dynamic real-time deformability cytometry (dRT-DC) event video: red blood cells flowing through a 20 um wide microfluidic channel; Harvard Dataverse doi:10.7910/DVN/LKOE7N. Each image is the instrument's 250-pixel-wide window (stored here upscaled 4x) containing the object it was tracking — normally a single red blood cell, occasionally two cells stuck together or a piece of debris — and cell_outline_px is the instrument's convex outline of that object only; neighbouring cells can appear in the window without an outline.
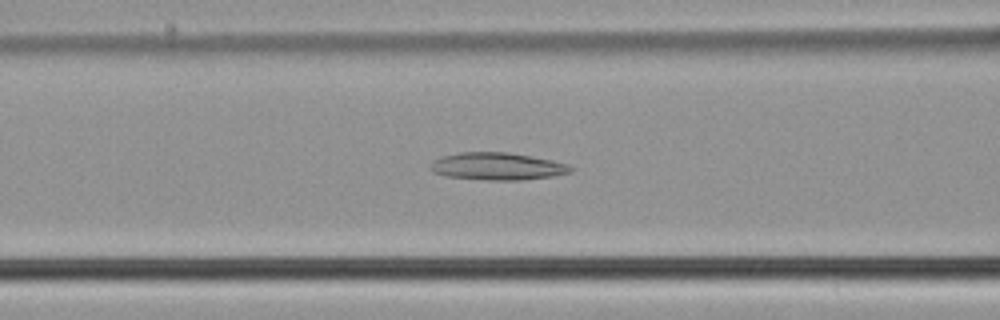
{"species": "common noctule bat (a hibernating species)", "species_latin": "Nyctalus noctula", "temperature_condition": "cold", "stored_images_in_passage": 42, "camera_frame_rate_fps": 3000, "um_per_image_px": 0.085, "animal": {"sex": "male", "body_mass_g": 21.5, "forearm_length_mm": 52.0}, "frame": {"image": 1, "passage_image": 10, "time_ms": 3.0, "image_size_px": [1000, 320], "cell_outline_px": [[576, 168], [572, 172], [552, 176], [520, 180], [488, 180], [444, 176], [432, 172], [432, 160], [444, 156], [460, 152], [508, 152], [552, 160], [568, 164]], "centroid_in_image_um": [42.3, 14.14], "position_along_channel_um": 124.3, "area_um2": 22.37}}
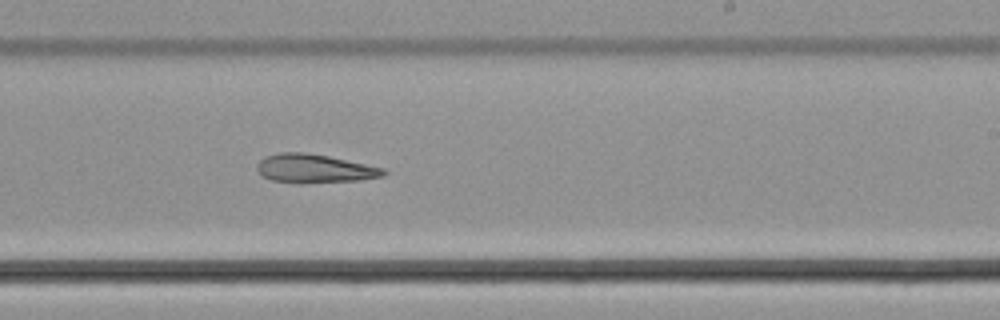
{"frame": {"image": 2, "passage_image": 21, "time_ms": 6.667, "image_size_px": [1000, 320], "cell_outline_px": [[388, 172], [384, 176], [360, 180], [272, 180], [260, 176], [256, 168], [256, 164], [264, 156], [280, 152], [304, 152], [328, 156], [384, 168]], "centroid_in_image_um": [26.71, 14.27], "position_along_channel_um": 262.3, "area_um2": 20.17}}
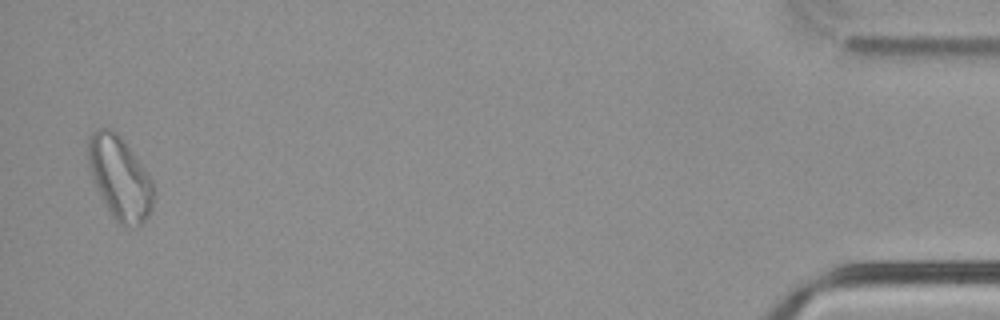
{"frame": {"image": 3, "passage_image": 41, "time_ms": 13.333, "image_size_px": [1000, 320], "cell_outline_px": [[152, 208], [144, 220], [140, 224], [128, 228], [124, 228], [112, 216], [92, 176], [88, 164], [88, 136], [96, 128], [112, 128], [120, 136], [152, 180]], "centroid_in_image_um": [10.16, 15.1], "position_along_channel_um": 425.0, "area_um2": 30.87}, "authors_computed_cell_mechanics": {"area_um2": 22.3108, "velocity_mm_per_s": 3.7716, "shape_relaxation_time_tau1_ms": null, "shape_relaxation_time_tau2_ms": 4.9135, "deformation_change_tau1": null, "deformation_change_tau2": 0.1439}}